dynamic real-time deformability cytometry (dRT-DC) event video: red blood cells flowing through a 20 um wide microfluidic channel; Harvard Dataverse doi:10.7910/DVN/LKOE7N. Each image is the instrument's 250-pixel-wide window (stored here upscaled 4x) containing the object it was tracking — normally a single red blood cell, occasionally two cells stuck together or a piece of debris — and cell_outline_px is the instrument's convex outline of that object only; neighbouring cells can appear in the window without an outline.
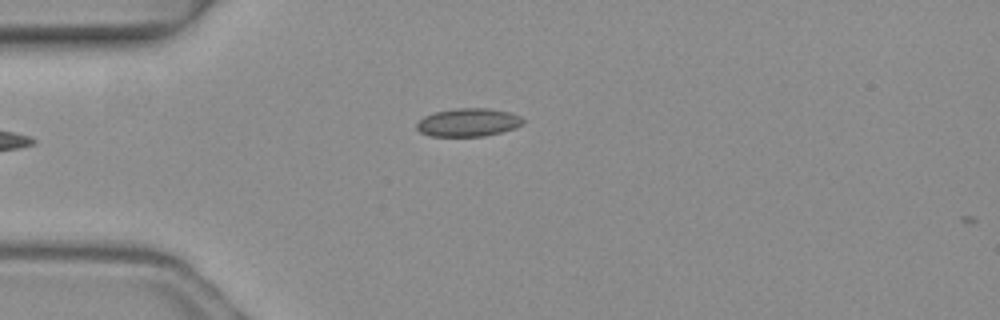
{"species": "common noctule bat (a hibernating species)", "species_latin": "Nyctalus noctula", "temperature_condition": "warm", "stored_images_in_passage": 2, "camera_frame_rate_fps": 3000, "um_per_image_px": 0.085, "animal": {"sex": "female", "body_mass_g": 19.3, "forearm_length_mm": 54.1}, "frame": {"image": 1, "passage_image": 1, "time_ms": 0.0, "image_size_px": [1000, 320], "cell_outline_px": [[524, 124], [516, 128], [484, 136], [428, 136], [420, 132], [416, 128], [416, 124], [424, 116], [436, 112], [456, 108], [488, 108], [508, 112], [520, 116], [524, 120]], "centroid_in_image_um": [39.8, 10.41], "position_along_channel_um": 45.2, "area_um2": 17.46}}